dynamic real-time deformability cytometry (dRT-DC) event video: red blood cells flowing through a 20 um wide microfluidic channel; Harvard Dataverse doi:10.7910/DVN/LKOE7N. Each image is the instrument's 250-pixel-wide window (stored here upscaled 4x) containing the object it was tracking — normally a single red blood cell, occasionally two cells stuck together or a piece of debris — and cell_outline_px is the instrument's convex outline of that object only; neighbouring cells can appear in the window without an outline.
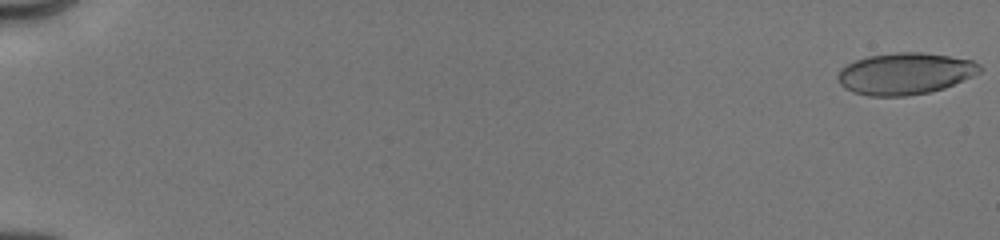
{"species": "human", "species_latin": "Homo sapiens", "temperature_condition": "cold", "stored_images_in_passage": 10, "camera_frame_rate_fps": 3000, "um_per_image_px": 0.085, "donor": {"sex": "male"}, "frame": {"image": 1, "passage_image": 1, "time_ms": 0.0, "image_size_px": [1000, 240], "cell_outline_px": [[984, 68], [980, 72], [972, 76], [944, 88], [928, 92], [908, 96], [868, 96], [852, 92], [844, 88], [840, 84], [836, 76], [840, 68], [856, 60], [868, 56], [896, 52], [920, 52], [948, 56], [972, 60], [980, 64]], "centroid_in_image_um": [76.91, 6.26], "position_along_channel_um": 8.1, "area_um2": 34.56}}